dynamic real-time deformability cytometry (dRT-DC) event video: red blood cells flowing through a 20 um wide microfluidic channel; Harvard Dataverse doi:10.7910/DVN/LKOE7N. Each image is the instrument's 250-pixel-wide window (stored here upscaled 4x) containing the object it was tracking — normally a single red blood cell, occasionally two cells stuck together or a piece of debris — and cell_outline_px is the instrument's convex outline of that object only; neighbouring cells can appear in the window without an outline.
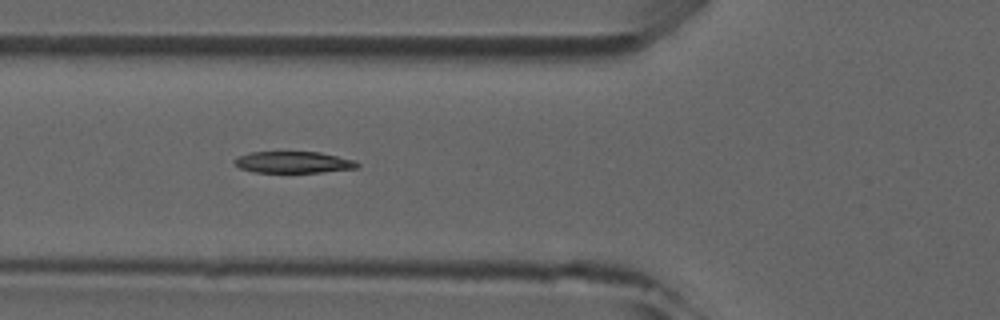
{"species": "common noctule bat (a hibernating species)", "species_latin": "Nyctalus noctula", "temperature_condition": "room temperature", "stored_images_in_passage": 7, "camera_frame_rate_fps": 3000, "um_per_image_px": 0.085, "animal": {"sex": "male", "forearm_length_mm": 52.5}, "frame": {"image": 1, "passage_image": 5, "time_ms": 5.333, "image_size_px": [1000, 320], "cell_outline_px": [[360, 164], [356, 168], [320, 172], [252, 172], [240, 168], [232, 160], [236, 156], [248, 152], [320, 152], [356, 160]], "centroid_in_image_um": [24.91, 13.78], "position_along_channel_um": 100.9, "area_um2": 15.49}}
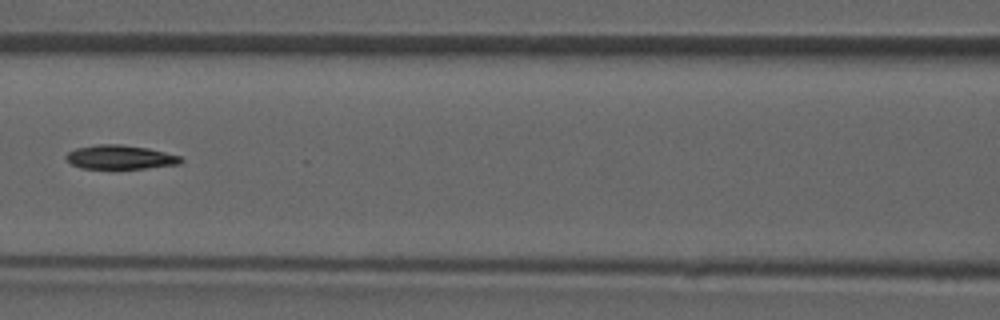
{"frame": {"image": 2, "passage_image": 6, "time_ms": 6.667, "image_size_px": [1000, 320], "cell_outline_px": [[184, 160], [180, 164], [144, 168], [80, 168], [72, 164], [64, 156], [68, 152], [76, 148], [96, 144], [120, 144], [148, 148], [180, 156]], "centroid_in_image_um": [10.21, 13.35], "position_along_channel_um": 156.4, "area_um2": 15.95}}